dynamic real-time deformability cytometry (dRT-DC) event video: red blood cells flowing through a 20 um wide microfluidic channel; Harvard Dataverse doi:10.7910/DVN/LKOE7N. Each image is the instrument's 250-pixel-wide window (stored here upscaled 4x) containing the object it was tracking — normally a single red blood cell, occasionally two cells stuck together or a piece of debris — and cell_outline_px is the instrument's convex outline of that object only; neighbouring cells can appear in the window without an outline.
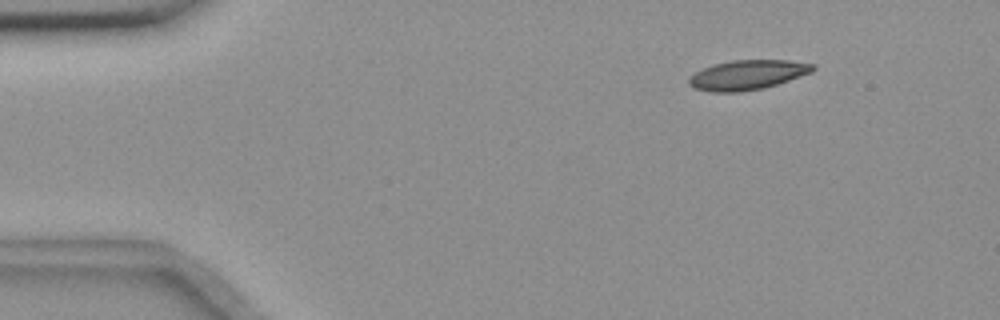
{"species": "common noctule bat (a hibernating species)", "species_latin": "Nyctalus noctula", "temperature_condition": "room temperature", "stored_images_in_passage": 7, "camera_frame_rate_fps": 3000, "um_per_image_px": 0.085, "animal": {"sex": "female", "body_mass_g": 18.4}, "frame": {"image": 1, "passage_image": 2, "time_ms": 1.0, "image_size_px": [1000, 320], "cell_outline_px": [[816, 68], [812, 72], [764, 88], [740, 92], [712, 92], [696, 88], [688, 84], [688, 80], [696, 72], [712, 64], [732, 60], [788, 60], [816, 64]], "centroid_in_image_um": [63.56, 6.36], "position_along_channel_um": 21.4, "area_um2": 21.33}}
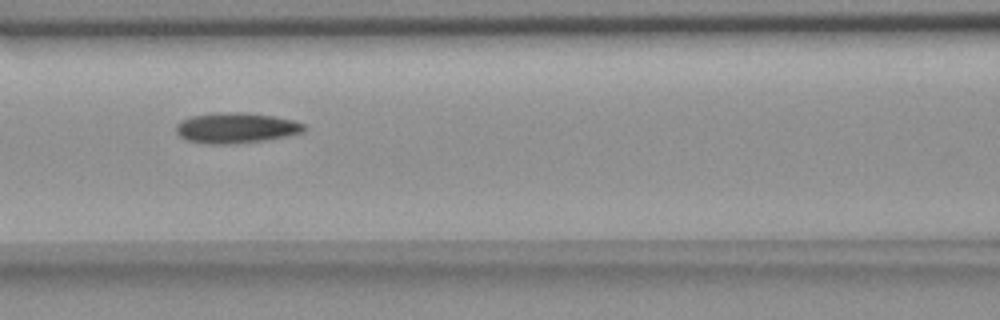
{"frame": {"image": 2, "passage_image": 7, "time_ms": 6.667, "image_size_px": [1000, 320], "cell_outline_px": [[308, 128], [304, 132], [288, 136], [264, 140], [228, 144], [208, 144], [188, 140], [180, 136], [176, 132], [176, 124], [180, 120], [192, 116], [220, 112], [244, 112], [276, 116], [296, 120], [304, 124]], "centroid_in_image_um": [20.11, 10.86], "position_along_channel_um": 146.5, "area_um2": 22.95}}